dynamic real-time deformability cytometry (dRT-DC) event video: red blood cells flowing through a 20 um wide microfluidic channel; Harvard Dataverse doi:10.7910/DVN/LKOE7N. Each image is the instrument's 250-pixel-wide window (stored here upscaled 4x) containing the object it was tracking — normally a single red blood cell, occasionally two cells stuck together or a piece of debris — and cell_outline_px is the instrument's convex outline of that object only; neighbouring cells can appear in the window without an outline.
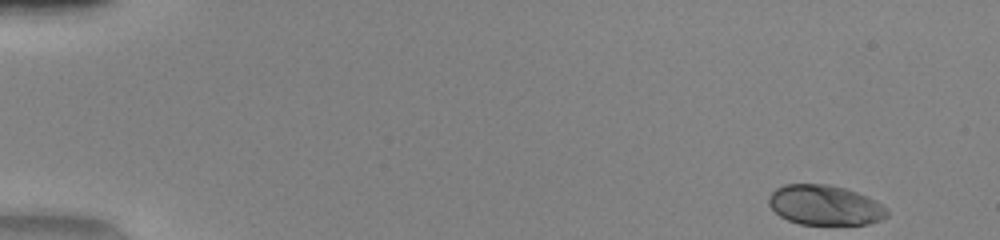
{"species": "human", "species_latin": "Homo sapiens", "temperature_condition": "warm", "stored_images_in_passage": 48, "camera_frame_rate_fps": 3000, "um_per_image_px": 0.085, "donor": {"sex": "female"}, "frame": {"image": 1, "passage_image": 1, "time_ms": 0.0, "image_size_px": [1000, 240], "cell_outline_px": [[888, 216], [880, 220], [868, 224], [800, 224], [788, 220], [780, 216], [768, 204], [768, 196], [776, 188], [784, 184], [828, 184], [844, 188], [856, 192], [888, 208]], "centroid_in_image_um": [70.09, 17.44], "position_along_channel_um": 14.9, "area_um2": 27.4}}
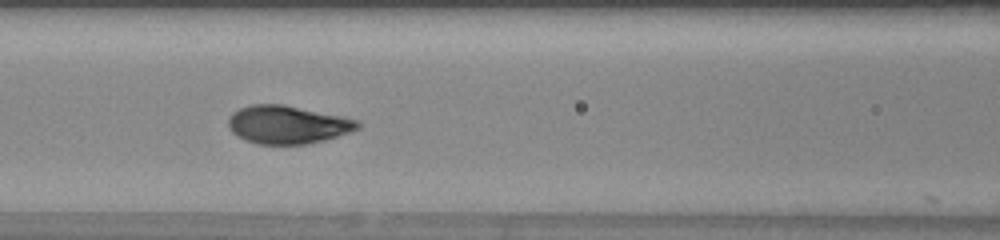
{"frame": {"image": 2, "passage_image": 21, "time_ms": 6.667, "image_size_px": [1000, 240], "cell_outline_px": [[360, 128], [352, 132], [324, 140], [308, 144], [256, 144], [244, 140], [236, 136], [228, 128], [228, 116], [232, 112], [240, 108], [252, 104], [284, 104], [360, 120]], "centroid_in_image_um": [24.43, 10.6], "position_along_channel_um": 142.2, "area_um2": 29.07}}
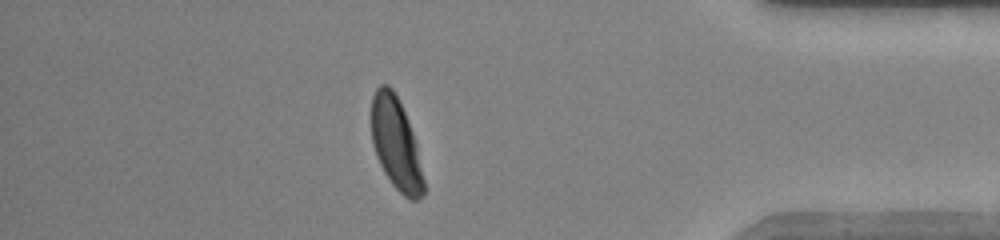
{"frame": {"image": 3, "passage_image": 42, "time_ms": 13.667, "image_size_px": [1000, 240], "cell_outline_px": [[424, 196], [420, 200], [408, 200], [392, 184], [384, 172], [376, 156], [372, 144], [372, 96], [376, 88], [380, 84], [388, 84], [392, 88], [404, 112], [412, 132], [416, 144], [424, 180]], "centroid_in_image_um": [33.65, 12.25], "position_along_channel_um": 401.5, "area_um2": 27.8}, "authors_computed_cell_mechanics": {"area_um2": 28.0908, "velocity_mm_per_s": 4.1259, "shape_relaxation_time_tau1_ms": 2.4413, "shape_relaxation_time_tau2_ms": null, "deformation_change_tau1": 0.1744, "deformation_change_tau2": null}}